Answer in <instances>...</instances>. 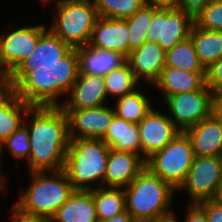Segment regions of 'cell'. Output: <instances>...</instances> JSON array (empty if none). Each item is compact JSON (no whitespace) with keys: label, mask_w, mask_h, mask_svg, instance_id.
Instances as JSON below:
<instances>
[{"label":"cell","mask_w":222,"mask_h":222,"mask_svg":"<svg viewBox=\"0 0 222 222\" xmlns=\"http://www.w3.org/2000/svg\"><path fill=\"white\" fill-rule=\"evenodd\" d=\"M17 26L15 28L7 25L0 32V65L8 75L31 55L39 38L48 30L44 21L41 24L34 22Z\"/></svg>","instance_id":"9c48e42d"},{"label":"cell","mask_w":222,"mask_h":222,"mask_svg":"<svg viewBox=\"0 0 222 222\" xmlns=\"http://www.w3.org/2000/svg\"><path fill=\"white\" fill-rule=\"evenodd\" d=\"M206 86L212 93L222 92V57L206 69Z\"/></svg>","instance_id":"836d02e7"},{"label":"cell","mask_w":222,"mask_h":222,"mask_svg":"<svg viewBox=\"0 0 222 222\" xmlns=\"http://www.w3.org/2000/svg\"><path fill=\"white\" fill-rule=\"evenodd\" d=\"M206 72H187L165 66L157 81L152 85L159 94L161 103L166 97L200 90L206 84ZM162 94V95H161ZM161 96V97H160ZM161 98V99H160Z\"/></svg>","instance_id":"ac0fdd59"},{"label":"cell","mask_w":222,"mask_h":222,"mask_svg":"<svg viewBox=\"0 0 222 222\" xmlns=\"http://www.w3.org/2000/svg\"><path fill=\"white\" fill-rule=\"evenodd\" d=\"M98 221L108 220L126 211V198L123 188L99 187L92 190Z\"/></svg>","instance_id":"4316f807"},{"label":"cell","mask_w":222,"mask_h":222,"mask_svg":"<svg viewBox=\"0 0 222 222\" xmlns=\"http://www.w3.org/2000/svg\"><path fill=\"white\" fill-rule=\"evenodd\" d=\"M185 207L186 215L184 219L180 218L183 222H208L204 211L197 204H187Z\"/></svg>","instance_id":"74e56055"},{"label":"cell","mask_w":222,"mask_h":222,"mask_svg":"<svg viewBox=\"0 0 222 222\" xmlns=\"http://www.w3.org/2000/svg\"><path fill=\"white\" fill-rule=\"evenodd\" d=\"M4 150L9 151L12 160H16V167H18L20 160L26 162L29 159L31 152L29 132L24 124L0 144V151L3 152Z\"/></svg>","instance_id":"1f68e13d"},{"label":"cell","mask_w":222,"mask_h":222,"mask_svg":"<svg viewBox=\"0 0 222 222\" xmlns=\"http://www.w3.org/2000/svg\"><path fill=\"white\" fill-rule=\"evenodd\" d=\"M165 55L166 51L158 43L145 41L130 51L126 61L136 80L147 88L152 87L164 69Z\"/></svg>","instance_id":"5bb4252c"},{"label":"cell","mask_w":222,"mask_h":222,"mask_svg":"<svg viewBox=\"0 0 222 222\" xmlns=\"http://www.w3.org/2000/svg\"><path fill=\"white\" fill-rule=\"evenodd\" d=\"M222 181V156H194L184 183L176 191L188 195L186 204L214 200Z\"/></svg>","instance_id":"ba28073f"},{"label":"cell","mask_w":222,"mask_h":222,"mask_svg":"<svg viewBox=\"0 0 222 222\" xmlns=\"http://www.w3.org/2000/svg\"><path fill=\"white\" fill-rule=\"evenodd\" d=\"M49 222H98L92 190H75Z\"/></svg>","instance_id":"7402d4cb"},{"label":"cell","mask_w":222,"mask_h":222,"mask_svg":"<svg viewBox=\"0 0 222 222\" xmlns=\"http://www.w3.org/2000/svg\"><path fill=\"white\" fill-rule=\"evenodd\" d=\"M212 94L205 84L197 91L168 96L161 104L173 123L184 132L211 115Z\"/></svg>","instance_id":"30bf717a"},{"label":"cell","mask_w":222,"mask_h":222,"mask_svg":"<svg viewBox=\"0 0 222 222\" xmlns=\"http://www.w3.org/2000/svg\"><path fill=\"white\" fill-rule=\"evenodd\" d=\"M76 51L79 58V74L106 76L126 62V57L121 53L100 50L89 45L77 47Z\"/></svg>","instance_id":"ffe728a7"},{"label":"cell","mask_w":222,"mask_h":222,"mask_svg":"<svg viewBox=\"0 0 222 222\" xmlns=\"http://www.w3.org/2000/svg\"><path fill=\"white\" fill-rule=\"evenodd\" d=\"M146 167L145 159L138 154L109 149L103 179L104 188H124Z\"/></svg>","instance_id":"2e32d148"},{"label":"cell","mask_w":222,"mask_h":222,"mask_svg":"<svg viewBox=\"0 0 222 222\" xmlns=\"http://www.w3.org/2000/svg\"><path fill=\"white\" fill-rule=\"evenodd\" d=\"M8 76L5 69L0 65V81H4Z\"/></svg>","instance_id":"f6af8a7d"},{"label":"cell","mask_w":222,"mask_h":222,"mask_svg":"<svg viewBox=\"0 0 222 222\" xmlns=\"http://www.w3.org/2000/svg\"><path fill=\"white\" fill-rule=\"evenodd\" d=\"M215 200L219 203H222V181H221L219 191H218V194H217Z\"/></svg>","instance_id":"bcb514c9"},{"label":"cell","mask_w":222,"mask_h":222,"mask_svg":"<svg viewBox=\"0 0 222 222\" xmlns=\"http://www.w3.org/2000/svg\"><path fill=\"white\" fill-rule=\"evenodd\" d=\"M140 84L134 91L111 101L115 116L127 122L138 124L153 108L157 97H151L150 93ZM113 102H115L113 104Z\"/></svg>","instance_id":"44dd1931"},{"label":"cell","mask_w":222,"mask_h":222,"mask_svg":"<svg viewBox=\"0 0 222 222\" xmlns=\"http://www.w3.org/2000/svg\"><path fill=\"white\" fill-rule=\"evenodd\" d=\"M54 1V0H39V2L42 4L43 8L46 6L47 7V3ZM45 5V6H44Z\"/></svg>","instance_id":"7dc6e473"},{"label":"cell","mask_w":222,"mask_h":222,"mask_svg":"<svg viewBox=\"0 0 222 222\" xmlns=\"http://www.w3.org/2000/svg\"><path fill=\"white\" fill-rule=\"evenodd\" d=\"M177 215L179 216L180 214H177V212L172 211L171 213L160 216L150 222H182V220H179V217H177Z\"/></svg>","instance_id":"ee69618b"},{"label":"cell","mask_w":222,"mask_h":222,"mask_svg":"<svg viewBox=\"0 0 222 222\" xmlns=\"http://www.w3.org/2000/svg\"><path fill=\"white\" fill-rule=\"evenodd\" d=\"M101 140L113 150L141 155L138 124L114 116L111 125Z\"/></svg>","instance_id":"603a6c76"},{"label":"cell","mask_w":222,"mask_h":222,"mask_svg":"<svg viewBox=\"0 0 222 222\" xmlns=\"http://www.w3.org/2000/svg\"><path fill=\"white\" fill-rule=\"evenodd\" d=\"M194 159L190 138L180 132L162 150L145 160L146 168L167 182L174 190L184 183Z\"/></svg>","instance_id":"52a82bcc"},{"label":"cell","mask_w":222,"mask_h":222,"mask_svg":"<svg viewBox=\"0 0 222 222\" xmlns=\"http://www.w3.org/2000/svg\"><path fill=\"white\" fill-rule=\"evenodd\" d=\"M212 0H180L178 10L187 12L193 17Z\"/></svg>","instance_id":"8d00e7d4"},{"label":"cell","mask_w":222,"mask_h":222,"mask_svg":"<svg viewBox=\"0 0 222 222\" xmlns=\"http://www.w3.org/2000/svg\"><path fill=\"white\" fill-rule=\"evenodd\" d=\"M156 105L138 123L141 156L146 160L153 153L162 150L181 130L173 123L165 108ZM157 106V107H156ZM161 106V107H160ZM161 108V109H160Z\"/></svg>","instance_id":"7c38bea8"},{"label":"cell","mask_w":222,"mask_h":222,"mask_svg":"<svg viewBox=\"0 0 222 222\" xmlns=\"http://www.w3.org/2000/svg\"><path fill=\"white\" fill-rule=\"evenodd\" d=\"M14 93L13 84L10 82L9 76L0 81V106Z\"/></svg>","instance_id":"ab89813d"},{"label":"cell","mask_w":222,"mask_h":222,"mask_svg":"<svg viewBox=\"0 0 222 222\" xmlns=\"http://www.w3.org/2000/svg\"><path fill=\"white\" fill-rule=\"evenodd\" d=\"M68 119L69 139H102L115 116L111 104L87 109H62Z\"/></svg>","instance_id":"4fadbf2b"},{"label":"cell","mask_w":222,"mask_h":222,"mask_svg":"<svg viewBox=\"0 0 222 222\" xmlns=\"http://www.w3.org/2000/svg\"><path fill=\"white\" fill-rule=\"evenodd\" d=\"M23 124L31 148L26 171L63 170L70 139L67 115L61 107L31 106Z\"/></svg>","instance_id":"7a4b0ae2"},{"label":"cell","mask_w":222,"mask_h":222,"mask_svg":"<svg viewBox=\"0 0 222 222\" xmlns=\"http://www.w3.org/2000/svg\"><path fill=\"white\" fill-rule=\"evenodd\" d=\"M4 153H5V151L4 152H1L0 151V193H1V195L2 194H8V191L9 190H11V189H8L10 186H8V185H10V184H8V183H10V181H9V177L6 175V173H4L5 171H3L4 169H2V167H3V157H4ZM3 156V157H2Z\"/></svg>","instance_id":"b9f144b4"},{"label":"cell","mask_w":222,"mask_h":222,"mask_svg":"<svg viewBox=\"0 0 222 222\" xmlns=\"http://www.w3.org/2000/svg\"><path fill=\"white\" fill-rule=\"evenodd\" d=\"M189 38L205 70L222 57V31L204 30L193 24Z\"/></svg>","instance_id":"cb8c5ba5"},{"label":"cell","mask_w":222,"mask_h":222,"mask_svg":"<svg viewBox=\"0 0 222 222\" xmlns=\"http://www.w3.org/2000/svg\"><path fill=\"white\" fill-rule=\"evenodd\" d=\"M73 48L60 38L55 36L49 29L39 38L35 50L20 64H46L58 63Z\"/></svg>","instance_id":"d4e9b609"},{"label":"cell","mask_w":222,"mask_h":222,"mask_svg":"<svg viewBox=\"0 0 222 222\" xmlns=\"http://www.w3.org/2000/svg\"><path fill=\"white\" fill-rule=\"evenodd\" d=\"M107 102V103H106ZM110 104L104 76L79 74L61 109H87Z\"/></svg>","instance_id":"9a60e30c"},{"label":"cell","mask_w":222,"mask_h":222,"mask_svg":"<svg viewBox=\"0 0 222 222\" xmlns=\"http://www.w3.org/2000/svg\"><path fill=\"white\" fill-rule=\"evenodd\" d=\"M98 222H135L132 218V216L127 212L124 211L113 218H110L108 220H102Z\"/></svg>","instance_id":"7bdbcfd3"},{"label":"cell","mask_w":222,"mask_h":222,"mask_svg":"<svg viewBox=\"0 0 222 222\" xmlns=\"http://www.w3.org/2000/svg\"><path fill=\"white\" fill-rule=\"evenodd\" d=\"M184 132L190 138L194 156H222V124L212 115Z\"/></svg>","instance_id":"d6986e66"},{"label":"cell","mask_w":222,"mask_h":222,"mask_svg":"<svg viewBox=\"0 0 222 222\" xmlns=\"http://www.w3.org/2000/svg\"><path fill=\"white\" fill-rule=\"evenodd\" d=\"M211 115L222 124V92H214L211 99Z\"/></svg>","instance_id":"f35d334b"},{"label":"cell","mask_w":222,"mask_h":222,"mask_svg":"<svg viewBox=\"0 0 222 222\" xmlns=\"http://www.w3.org/2000/svg\"><path fill=\"white\" fill-rule=\"evenodd\" d=\"M194 17L178 9L158 8L153 13L147 41L158 43L165 51L188 39Z\"/></svg>","instance_id":"8fae6325"},{"label":"cell","mask_w":222,"mask_h":222,"mask_svg":"<svg viewBox=\"0 0 222 222\" xmlns=\"http://www.w3.org/2000/svg\"><path fill=\"white\" fill-rule=\"evenodd\" d=\"M165 66L178 68L187 72H206L199 62L190 38L166 50Z\"/></svg>","instance_id":"83f0119b"},{"label":"cell","mask_w":222,"mask_h":222,"mask_svg":"<svg viewBox=\"0 0 222 222\" xmlns=\"http://www.w3.org/2000/svg\"><path fill=\"white\" fill-rule=\"evenodd\" d=\"M158 8L144 4L132 16L124 19L128 27L129 53L131 50L140 47L147 41L149 25L153 18V13Z\"/></svg>","instance_id":"f546056e"},{"label":"cell","mask_w":222,"mask_h":222,"mask_svg":"<svg viewBox=\"0 0 222 222\" xmlns=\"http://www.w3.org/2000/svg\"><path fill=\"white\" fill-rule=\"evenodd\" d=\"M99 17L126 19L144 4V0H93Z\"/></svg>","instance_id":"4dcf8cb0"},{"label":"cell","mask_w":222,"mask_h":222,"mask_svg":"<svg viewBox=\"0 0 222 222\" xmlns=\"http://www.w3.org/2000/svg\"><path fill=\"white\" fill-rule=\"evenodd\" d=\"M47 4L55 9L48 29L72 48L88 45L99 17L93 0H54Z\"/></svg>","instance_id":"8992f818"},{"label":"cell","mask_w":222,"mask_h":222,"mask_svg":"<svg viewBox=\"0 0 222 222\" xmlns=\"http://www.w3.org/2000/svg\"><path fill=\"white\" fill-rule=\"evenodd\" d=\"M30 107L15 93L0 106V144L24 123L25 115Z\"/></svg>","instance_id":"484cf974"},{"label":"cell","mask_w":222,"mask_h":222,"mask_svg":"<svg viewBox=\"0 0 222 222\" xmlns=\"http://www.w3.org/2000/svg\"><path fill=\"white\" fill-rule=\"evenodd\" d=\"M8 214L9 222H49L46 218L23 211L15 203L10 206Z\"/></svg>","instance_id":"e575fe53"},{"label":"cell","mask_w":222,"mask_h":222,"mask_svg":"<svg viewBox=\"0 0 222 222\" xmlns=\"http://www.w3.org/2000/svg\"><path fill=\"white\" fill-rule=\"evenodd\" d=\"M79 75L73 48L58 63L19 64L10 74L14 93L30 106L60 107Z\"/></svg>","instance_id":"6da1fadb"},{"label":"cell","mask_w":222,"mask_h":222,"mask_svg":"<svg viewBox=\"0 0 222 222\" xmlns=\"http://www.w3.org/2000/svg\"><path fill=\"white\" fill-rule=\"evenodd\" d=\"M145 4L156 8L178 9L180 0H144Z\"/></svg>","instance_id":"60d3db41"},{"label":"cell","mask_w":222,"mask_h":222,"mask_svg":"<svg viewBox=\"0 0 222 222\" xmlns=\"http://www.w3.org/2000/svg\"><path fill=\"white\" fill-rule=\"evenodd\" d=\"M123 190L126 211L135 222H150L175 210L176 190L146 167Z\"/></svg>","instance_id":"3957f363"},{"label":"cell","mask_w":222,"mask_h":222,"mask_svg":"<svg viewBox=\"0 0 222 222\" xmlns=\"http://www.w3.org/2000/svg\"><path fill=\"white\" fill-rule=\"evenodd\" d=\"M110 147L101 139H70L63 171L74 190L103 187Z\"/></svg>","instance_id":"277c9868"},{"label":"cell","mask_w":222,"mask_h":222,"mask_svg":"<svg viewBox=\"0 0 222 222\" xmlns=\"http://www.w3.org/2000/svg\"><path fill=\"white\" fill-rule=\"evenodd\" d=\"M30 184L18 193L15 204L23 211L42 216L50 221L56 211L75 191L63 170L27 172Z\"/></svg>","instance_id":"5b68a950"},{"label":"cell","mask_w":222,"mask_h":222,"mask_svg":"<svg viewBox=\"0 0 222 222\" xmlns=\"http://www.w3.org/2000/svg\"><path fill=\"white\" fill-rule=\"evenodd\" d=\"M204 211L208 222H222V203L214 200H205L197 203Z\"/></svg>","instance_id":"d590c367"},{"label":"cell","mask_w":222,"mask_h":222,"mask_svg":"<svg viewBox=\"0 0 222 222\" xmlns=\"http://www.w3.org/2000/svg\"><path fill=\"white\" fill-rule=\"evenodd\" d=\"M128 27L124 19L98 17L92 30L89 46L100 50L129 55Z\"/></svg>","instance_id":"e0dca14e"},{"label":"cell","mask_w":222,"mask_h":222,"mask_svg":"<svg viewBox=\"0 0 222 222\" xmlns=\"http://www.w3.org/2000/svg\"><path fill=\"white\" fill-rule=\"evenodd\" d=\"M194 24L204 30L222 31V0H212L194 16Z\"/></svg>","instance_id":"d6a6232c"},{"label":"cell","mask_w":222,"mask_h":222,"mask_svg":"<svg viewBox=\"0 0 222 222\" xmlns=\"http://www.w3.org/2000/svg\"><path fill=\"white\" fill-rule=\"evenodd\" d=\"M108 100L117 99L134 91L140 83L126 61L122 66L104 76Z\"/></svg>","instance_id":"f1b7e54d"}]
</instances>
